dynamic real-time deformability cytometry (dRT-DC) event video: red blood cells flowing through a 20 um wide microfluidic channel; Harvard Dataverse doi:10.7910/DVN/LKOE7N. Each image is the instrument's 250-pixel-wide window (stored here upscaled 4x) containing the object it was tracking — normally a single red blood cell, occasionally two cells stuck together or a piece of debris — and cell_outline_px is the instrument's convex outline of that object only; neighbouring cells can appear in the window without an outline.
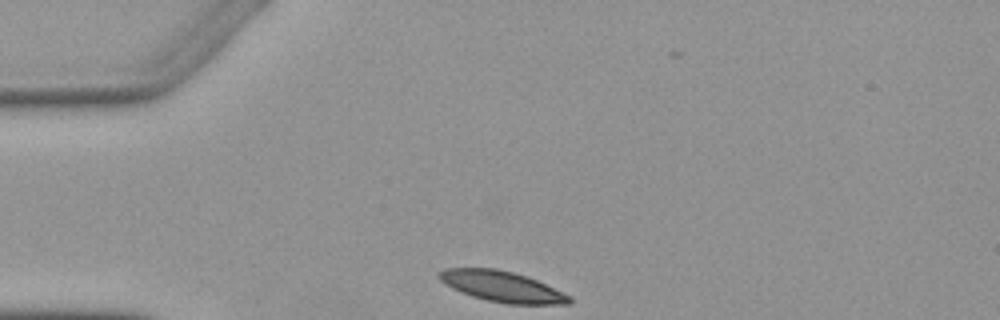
{"species": "Egyptian fruit bat (a non-hibernating species)", "species_latin": "Rousettus aegyptiacus", "temperature_condition": "warm", "stored_images_in_passage": 1, "camera_frame_rate_fps": 3000, "um_per_image_px": 0.085, "animal": {"sex": "female"}, "frame": {"image": 1, "passage_image": 1, "time_ms": 0.0, "image_size_px": [1000, 320], "cell_outline_px": [[572, 304], [508, 304], [488, 300], [472, 296], [460, 292], [444, 284], [440, 280], [440, 272], [444, 268], [496, 268], [528, 276], [572, 296]], "centroid_in_image_um": [42.71, 24.36], "position_along_channel_um": 42.3, "area_um2": 23.29}}